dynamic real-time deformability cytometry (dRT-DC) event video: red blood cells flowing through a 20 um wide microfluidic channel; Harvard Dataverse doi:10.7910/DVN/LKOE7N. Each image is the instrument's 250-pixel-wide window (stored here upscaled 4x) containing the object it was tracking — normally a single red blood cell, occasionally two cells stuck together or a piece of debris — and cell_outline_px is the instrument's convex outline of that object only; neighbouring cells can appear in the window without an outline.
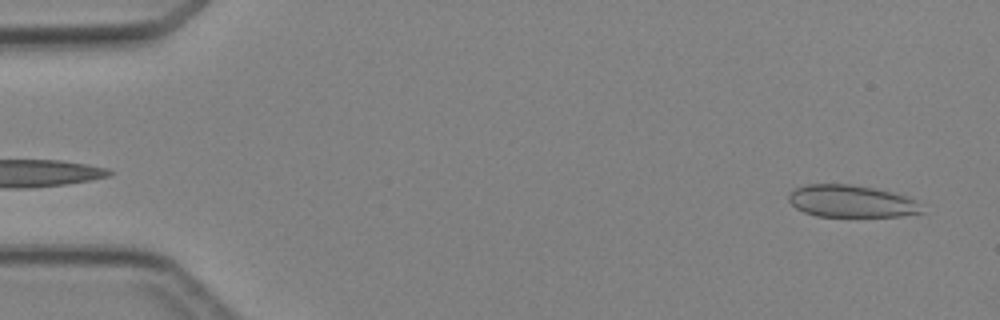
{"species": "Egyptian fruit bat (a non-hibernating species)", "species_latin": "Rousettus aegyptiacus", "temperature_condition": "cold", "stored_images_in_passage": 3, "camera_frame_rate_fps": 3000, "um_per_image_px": 0.085, "animal": {"sex": "female"}, "frame": {"image": 1, "passage_image": 3, "time_ms": 2.333, "image_size_px": [1000, 320], "cell_outline_px": [[924, 212], [900, 216], [816, 216], [804, 212], [796, 208], [788, 200], [788, 196], [796, 188], [804, 184], [852, 184], [876, 188], [912, 196], [916, 200]], "centroid_in_image_um": [72.4, 17.09], "position_along_channel_um": 12.6, "area_um2": 25.2}}